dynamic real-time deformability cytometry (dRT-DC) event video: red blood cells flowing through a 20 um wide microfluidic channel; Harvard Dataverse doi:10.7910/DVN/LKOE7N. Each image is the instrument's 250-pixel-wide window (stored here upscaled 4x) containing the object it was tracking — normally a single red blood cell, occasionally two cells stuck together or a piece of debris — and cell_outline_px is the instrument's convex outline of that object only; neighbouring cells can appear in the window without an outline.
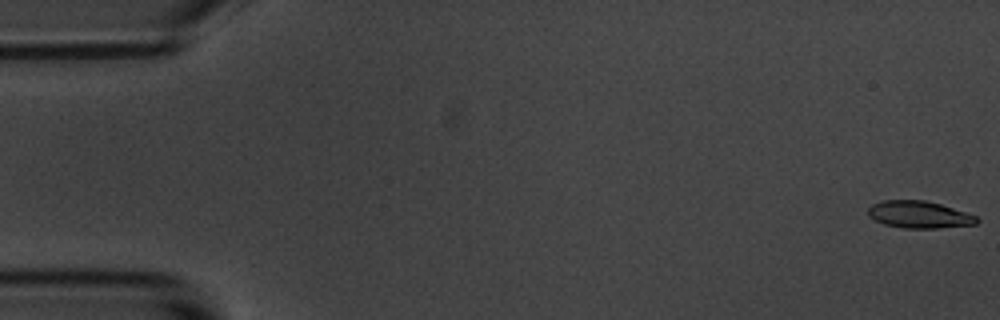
{"species": "common noctule bat (a hibernating species)", "species_latin": "Nyctalus noctula", "temperature_condition": "room temperature", "stored_images_in_passage": 58, "camera_frame_rate_fps": 3000, "um_per_image_px": 0.085, "animal": {"sex": "male", "body_mass_g": 20.1, "forearm_length_mm": 53.5}, "frame": {"image": 1, "passage_image": 1, "time_ms": 0.0, "image_size_px": [1000, 320], "cell_outline_px": [[980, 220], [976, 224], [936, 228], [904, 228], [884, 224], [868, 216], [868, 208], [872, 204], [884, 200], [924, 200], [940, 204], [976, 216]], "centroid_in_image_um": [78.1, 18.24], "position_along_channel_um": 6.9, "area_um2": 16.99}}
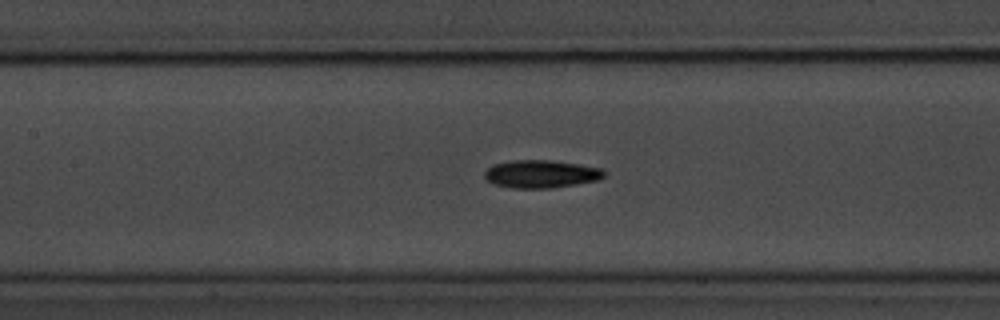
{"frame": {"image": 2, "passage_image": 26, "time_ms": 8.333, "image_size_px": [1000, 320], "cell_outline_px": [[604, 176], [596, 180], [576, 184], [552, 188], [512, 188], [492, 184], [484, 176], [484, 172], [492, 164], [516, 160], [552, 160], [580, 164], [600, 168], [604, 172]], "centroid_in_image_um": [45.95, 14.79], "position_along_channel_um": 161.4, "area_um2": 19.36}}
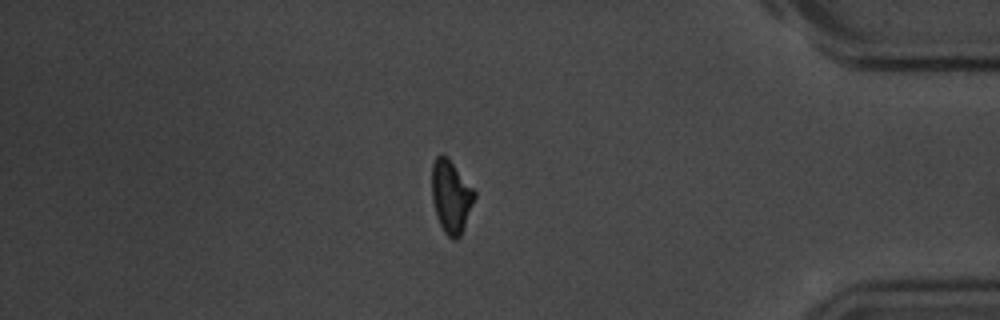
{"frame": {"image": 3, "passage_image": 49, "time_ms": 16.0, "image_size_px": [1000, 320], "cell_outline_px": [[476, 196], [460, 236], [456, 240], [452, 240], [444, 232], [440, 224], [432, 200], [432, 164], [436, 156], [444, 156], [452, 164], [476, 192]], "centroid_in_image_um": [38.33, 16.75], "position_along_channel_um": 396.9, "area_um2": 17.51}, "authors_computed_cell_mechanics": {"area_um2": 18.0625, "velocity_mm_per_s": 3.5126, "shape_relaxation_time_tau1_ms": 4.2379, "shape_relaxation_time_tau2_ms": 11.3616, "deformation_change_tau1": 0.1264, "deformation_change_tau2": 0.2003}}